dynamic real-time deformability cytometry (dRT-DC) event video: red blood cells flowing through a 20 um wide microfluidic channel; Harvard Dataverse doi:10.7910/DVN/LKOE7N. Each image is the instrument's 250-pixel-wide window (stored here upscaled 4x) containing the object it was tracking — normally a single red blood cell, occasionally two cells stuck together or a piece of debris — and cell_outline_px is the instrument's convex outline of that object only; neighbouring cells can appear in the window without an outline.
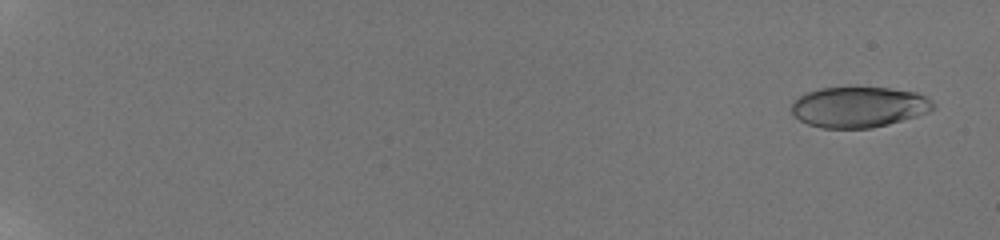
{"species": "human", "species_latin": "Homo sapiens", "temperature_condition": "room temperature", "stored_images_in_passage": 23, "camera_frame_rate_fps": 3000, "um_per_image_px": 0.085, "donor": {"sex": "male"}, "frame": {"image": 1, "passage_image": 2, "time_ms": 0.667, "image_size_px": [1000, 240], "cell_outline_px": [[936, 108], [928, 112], [916, 116], [888, 124], [872, 128], [820, 128], [808, 124], [800, 120], [792, 112], [792, 104], [800, 96], [808, 92], [820, 88], [856, 84], [888, 88], [916, 92], [932, 100], [936, 104]], "centroid_in_image_um": [73.02, 9.06], "position_along_channel_um": 12.0, "area_um2": 34.33}}
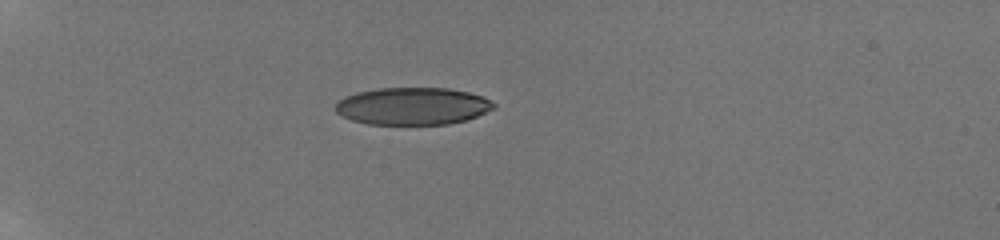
{"frame": {"image": 2, "passage_image": 12, "time_ms": 6.333, "image_size_px": [1000, 240], "cell_outline_px": [[496, 108], [476, 116], [464, 120], [448, 124], [368, 124], [352, 120], [340, 116], [332, 108], [344, 96], [356, 92], [380, 88], [448, 88], [468, 92], [484, 96], [496, 104]], "centroid_in_image_um": [35.05, 9.01], "position_along_channel_um": 49.9, "area_um2": 34.62}}
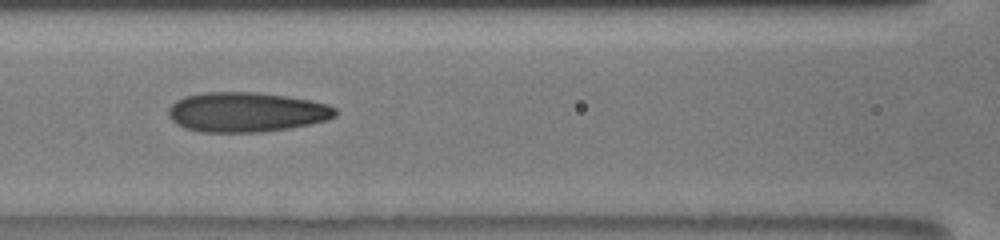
{"frame": {"image": 3, "passage_image": 20, "time_ms": 10.0, "image_size_px": [1000, 240], "cell_outline_px": [[336, 116], [328, 120], [288, 128], [260, 132], [200, 132], [184, 128], [176, 124], [168, 116], [168, 108], [176, 100], [184, 96], [204, 92], [256, 92], [284, 96], [308, 100], [328, 104], [336, 108]], "centroid_in_image_um": [20.9, 9.53], "position_along_channel_um": 145.7, "area_um2": 38.73}}